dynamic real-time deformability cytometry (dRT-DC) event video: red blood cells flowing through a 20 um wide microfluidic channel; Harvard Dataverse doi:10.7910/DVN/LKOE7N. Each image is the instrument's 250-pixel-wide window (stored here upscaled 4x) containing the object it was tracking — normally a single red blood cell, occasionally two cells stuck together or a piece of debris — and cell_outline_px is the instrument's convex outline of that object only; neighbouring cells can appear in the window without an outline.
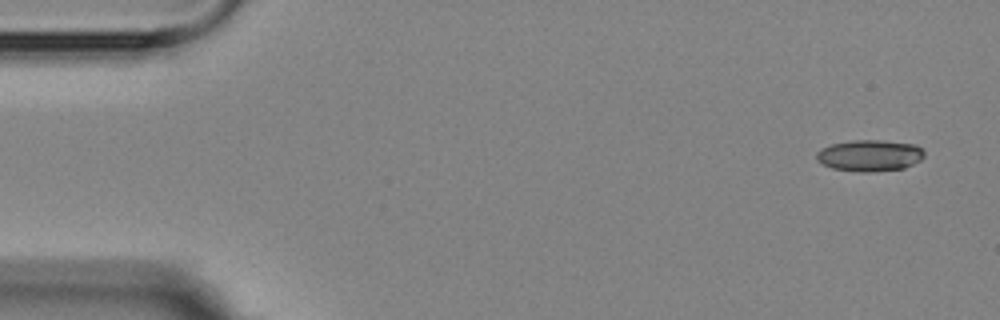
{"species": "Egyptian fruit bat (a non-hibernating species)", "species_latin": "Rousettus aegyptiacus", "temperature_condition": "room temperature", "stored_images_in_passage": 3, "camera_frame_rate_fps": 3000, "um_per_image_px": 0.085, "animal": {"sex": "female"}, "frame": {"image": 1, "passage_image": 1, "time_ms": 0.0, "image_size_px": [1000, 320], "cell_outline_px": [[924, 156], [920, 160], [904, 168], [872, 172], [860, 172], [832, 168], [816, 160], [816, 152], [820, 148], [832, 144], [852, 140], [880, 140], [916, 144], [924, 152]], "centroid_in_image_um": [73.91, 13.21], "position_along_channel_um": 11.1, "area_um2": 19.77}}